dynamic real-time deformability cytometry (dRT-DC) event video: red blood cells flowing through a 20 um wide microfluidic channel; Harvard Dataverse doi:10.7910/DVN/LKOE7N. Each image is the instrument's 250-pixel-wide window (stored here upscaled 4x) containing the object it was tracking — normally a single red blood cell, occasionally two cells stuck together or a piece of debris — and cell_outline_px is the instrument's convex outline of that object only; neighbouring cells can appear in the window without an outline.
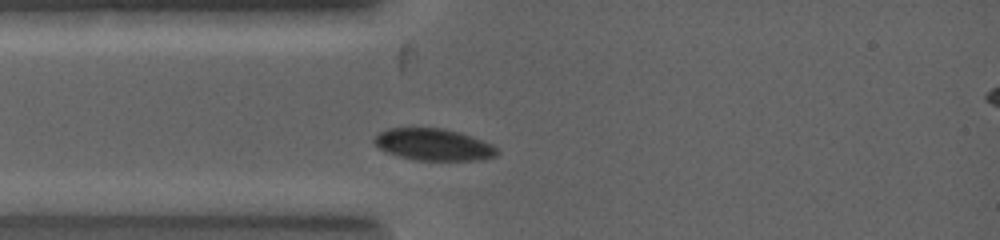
{"species": "common noctule bat (a hibernating species)", "species_latin": "Nyctalus noctula", "temperature_condition": "warm", "stored_images_in_passage": 2, "camera_frame_rate_fps": 5000, "um_per_image_px": 0.085, "animal": {"sex": "female", "body_mass_g": 19.0, "forearm_length_mm": 53.3}, "frame": {"image": 1, "passage_image": 2, "time_ms": 0.6, "image_size_px": [1000, 240], "cell_outline_px": [[500, 152], [496, 156], [480, 160], [416, 160], [400, 156], [388, 152], [380, 148], [372, 140], [380, 132], [388, 128], [412, 124], [444, 128], [460, 132], [492, 144]], "centroid_in_image_um": [36.82, 12.23], "position_along_channel_um": 48.2, "area_um2": 23.47}}